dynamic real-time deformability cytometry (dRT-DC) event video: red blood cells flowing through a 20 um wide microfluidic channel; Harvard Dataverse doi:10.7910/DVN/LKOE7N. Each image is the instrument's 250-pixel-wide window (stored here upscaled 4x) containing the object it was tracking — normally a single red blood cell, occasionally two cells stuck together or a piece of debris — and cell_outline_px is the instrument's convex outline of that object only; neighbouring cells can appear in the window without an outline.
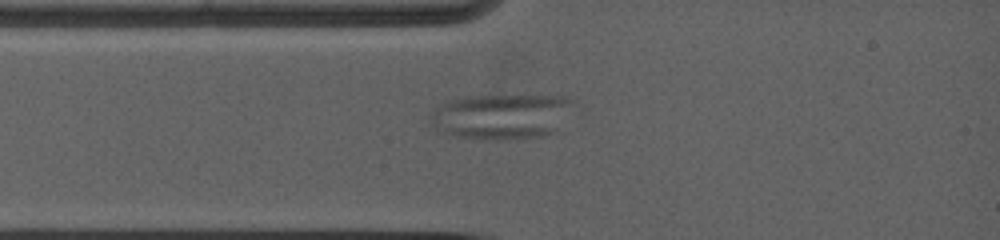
{"species": "common noctule bat (a hibernating species)", "species_latin": "Nyctalus noctula", "temperature_condition": "warm", "stored_images_in_passage": 68, "camera_frame_rate_fps": 5000, "um_per_image_px": 0.085, "animal": {"sex": "female", "body_mass_g": 19.0, "forearm_length_mm": 53.3}, "frame": {"image": 1, "passage_image": 13, "time_ms": 2.2, "image_size_px": [1000, 240], "cell_outline_px": [[568, 100], [548, 132], [540, 136], [464, 136], [452, 132], [444, 104], [452, 100], [464, 96], [560, 96]], "centroid_in_image_um": [42.82, 9.79], "position_along_channel_um": 42.2, "area_um2": 30.98}}